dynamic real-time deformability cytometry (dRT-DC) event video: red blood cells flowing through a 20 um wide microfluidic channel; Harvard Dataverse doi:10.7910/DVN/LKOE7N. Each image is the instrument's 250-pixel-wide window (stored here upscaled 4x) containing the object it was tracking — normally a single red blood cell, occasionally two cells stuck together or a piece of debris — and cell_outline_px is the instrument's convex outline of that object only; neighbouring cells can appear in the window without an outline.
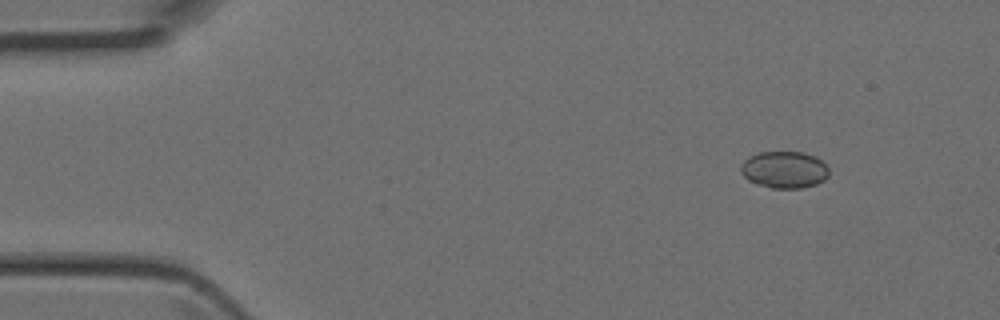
{"species": "Egyptian fruit bat (a non-hibernating species)", "species_latin": "Rousettus aegyptiacus", "temperature_condition": "room temperature", "stored_images_in_passage": 5, "camera_frame_rate_fps": 3000, "um_per_image_px": 0.085, "animal": {"sex": "female"}, "frame": {"image": 1, "passage_image": 2, "time_ms": 0.333, "image_size_px": [1000, 320], "cell_outline_px": [[828, 176], [824, 180], [816, 184], [800, 188], [772, 188], [756, 184], [748, 180], [740, 172], [740, 164], [748, 156], [760, 152], [804, 152], [816, 156], [828, 168]], "centroid_in_image_um": [66.64, 14.42], "position_along_channel_um": 18.4, "area_um2": 19.07}}
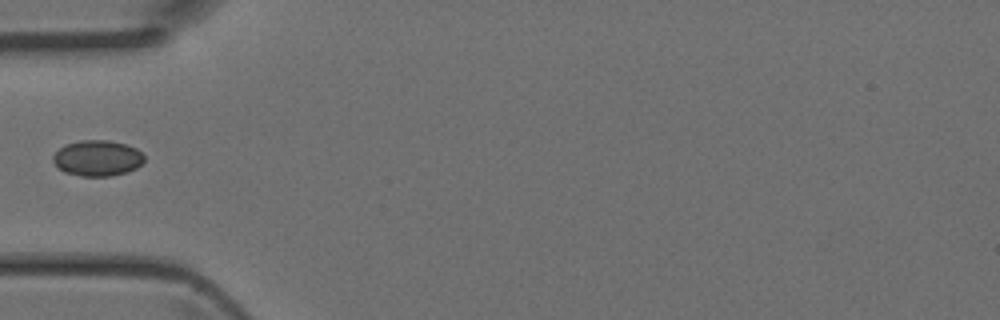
{"frame": {"image": 2, "passage_image": 5, "time_ms": 1.333, "image_size_px": [1000, 320], "cell_outline_px": [[144, 160], [136, 168], [128, 172], [112, 176], [80, 176], [64, 172], [52, 160], [52, 156], [64, 144], [80, 140], [108, 140], [124, 144], [136, 148], [144, 156]], "centroid_in_image_um": [8.27, 13.44], "position_along_channel_um": 76.7, "area_um2": 19.02}}